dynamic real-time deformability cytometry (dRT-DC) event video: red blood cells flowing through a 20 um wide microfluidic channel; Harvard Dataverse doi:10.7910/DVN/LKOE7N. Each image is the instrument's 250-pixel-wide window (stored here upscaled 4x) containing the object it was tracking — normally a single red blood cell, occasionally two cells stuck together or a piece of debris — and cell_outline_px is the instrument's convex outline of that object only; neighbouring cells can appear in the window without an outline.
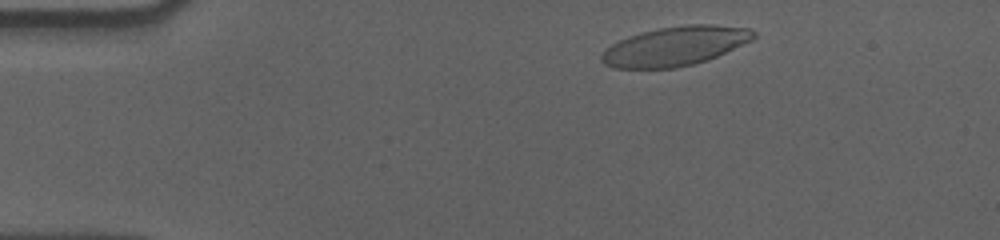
{"species": "human", "species_latin": "Homo sapiens", "temperature_condition": "cold", "stored_images_in_passage": 52, "camera_frame_rate_fps": 3000, "um_per_image_px": 0.085, "donor": {"sex": "male"}, "frame": {"image": 1, "passage_image": 4, "time_ms": 1.0, "image_size_px": [1000, 240], "cell_outline_px": [[756, 36], [752, 40], [716, 56], [692, 64], [676, 68], [612, 68], [604, 64], [600, 60], [600, 56], [604, 48], [628, 36], [640, 32], [660, 28], [688, 24], [712, 24], [748, 28], [756, 32]], "centroid_in_image_um": [57.34, 3.91], "position_along_channel_um": 27.7, "area_um2": 34.68}}
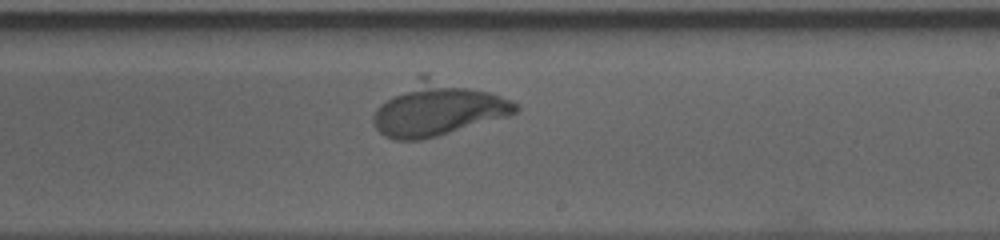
{"frame": {"image": 2, "passage_image": 29, "time_ms": 9.333, "image_size_px": [1000, 240], "cell_outline_px": [[520, 108], [516, 112], [508, 116], [436, 136], [420, 140], [396, 140], [384, 136], [376, 128], [372, 120], [372, 116], [376, 108], [380, 104], [420, 72], [428, 72], [512, 100], [520, 104]], "centroid_in_image_um": [37.18, 9.22], "position_along_channel_um": 251.8, "area_um2": 44.74}}
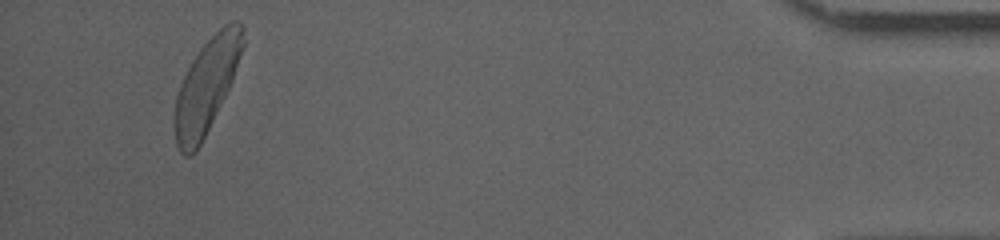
{"frame": {"image": 3, "passage_image": 49, "time_ms": 16.0, "image_size_px": [1000, 240], "cell_outline_px": [[244, 44], [232, 80], [196, 152], [192, 156], [184, 156], [180, 152], [176, 144], [176, 96], [180, 84], [192, 60], [200, 48], [224, 24], [232, 20], [236, 20], [244, 28]], "centroid_in_image_um": [17.56, 7.26], "position_along_channel_um": 417.6, "area_um2": 36.3}}